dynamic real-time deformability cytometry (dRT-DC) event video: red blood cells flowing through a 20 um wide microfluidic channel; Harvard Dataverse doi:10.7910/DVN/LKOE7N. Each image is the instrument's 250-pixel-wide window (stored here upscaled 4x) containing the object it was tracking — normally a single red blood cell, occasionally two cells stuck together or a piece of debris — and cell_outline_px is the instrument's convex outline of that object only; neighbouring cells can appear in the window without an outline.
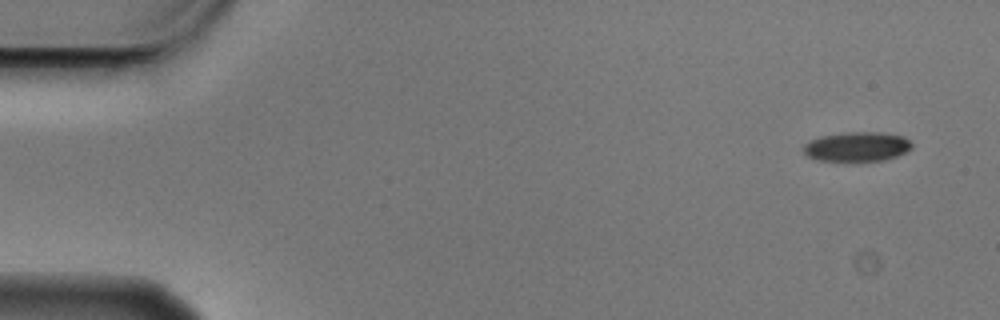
{"species": "Egyptian fruit bat (a non-hibernating species)", "species_latin": "Rousettus aegyptiacus", "temperature_condition": "cold", "stored_images_in_passage": 5, "segment_of_instrument_passage": [1, 2], "camera_frame_rate_fps": 3000, "um_per_image_px": 0.085, "animal": {"sex": "male"}, "frame": {"image": 1, "passage_image": 1, "time_ms": 0.0, "image_size_px": [1000, 320], "cell_outline_px": [[912, 148], [896, 156], [884, 160], [820, 160], [808, 156], [804, 152], [804, 144], [808, 140], [820, 136], [844, 132], [880, 132], [904, 136], [912, 144]], "centroid_in_image_um": [72.84, 12.44], "position_along_channel_um": 12.2, "area_um2": 18.44}}